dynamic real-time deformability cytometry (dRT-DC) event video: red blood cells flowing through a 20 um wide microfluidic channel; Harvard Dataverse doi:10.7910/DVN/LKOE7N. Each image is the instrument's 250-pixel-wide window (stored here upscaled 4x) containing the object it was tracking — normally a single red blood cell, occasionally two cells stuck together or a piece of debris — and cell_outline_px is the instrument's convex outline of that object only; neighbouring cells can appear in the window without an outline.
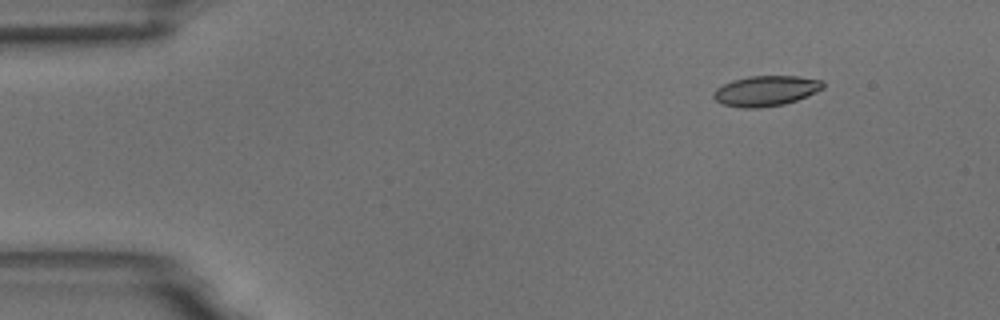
{"species": "common noctule bat (a hibernating species)", "species_latin": "Nyctalus noctula", "temperature_condition": "room temperature", "stored_images_in_passage": 6, "segment_of_instrument_passage": [1, 2], "camera_frame_rate_fps": 3000, "um_per_image_px": 0.085, "animal": {"sex": "male", "body_mass_g": 18.8}, "frame": {"image": 1, "passage_image": 2, "time_ms": 1.333, "image_size_px": [1000, 320], "cell_outline_px": [[824, 88], [816, 92], [796, 100], [784, 104], [756, 108], [744, 108], [724, 104], [716, 100], [712, 96], [712, 92], [716, 88], [732, 80], [748, 76], [800, 76], [824, 80]], "centroid_in_image_um": [65.11, 7.71], "position_along_channel_um": 19.9, "area_um2": 19.36}}
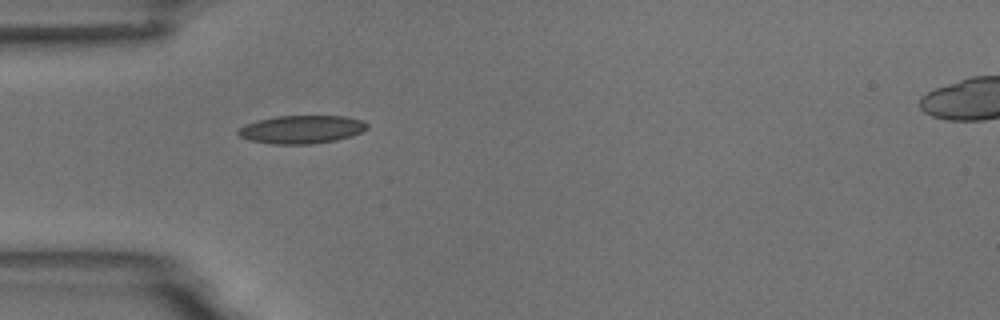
{"frame": {"image": 2, "passage_image": 5, "time_ms": 4.667, "image_size_px": [1000, 320], "cell_outline_px": [[368, 128], [352, 136], [336, 140], [312, 144], [272, 144], [252, 140], [240, 136], [236, 132], [240, 128], [248, 124], [260, 120], [276, 116], [344, 116], [360, 120], [368, 124]], "centroid_in_image_um": [25.67, 11.0], "position_along_channel_um": 59.3, "area_um2": 20.87}}